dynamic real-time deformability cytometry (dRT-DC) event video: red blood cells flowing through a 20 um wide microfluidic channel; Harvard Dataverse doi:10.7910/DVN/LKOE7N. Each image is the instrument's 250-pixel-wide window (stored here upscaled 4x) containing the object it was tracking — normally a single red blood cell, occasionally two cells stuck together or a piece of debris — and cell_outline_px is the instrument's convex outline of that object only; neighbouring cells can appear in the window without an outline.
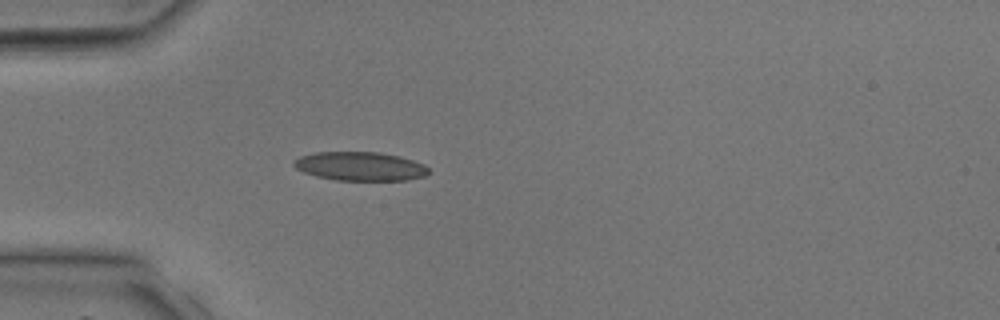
{"species": "common noctule bat (a hibernating species)", "species_latin": "Nyctalus noctula", "temperature_condition": "room temperature", "stored_images_in_passage": 38, "camera_frame_rate_fps": 3000, "um_per_image_px": 0.085, "animal": {"sex": "male", "body_mass_g": 17.9, "forearm_length_mm": 54.2}, "frame": {"image": 1, "passage_image": 11, "time_ms": 3.333, "image_size_px": [1000, 320], "cell_outline_px": [[432, 172], [424, 176], [408, 180], [336, 180], [316, 176], [304, 172], [296, 168], [292, 164], [292, 160], [300, 156], [312, 152], [380, 152], [400, 156], [424, 164]], "centroid_in_image_um": [30.61, 14.13], "position_along_channel_um": 54.4, "area_um2": 22.83}}
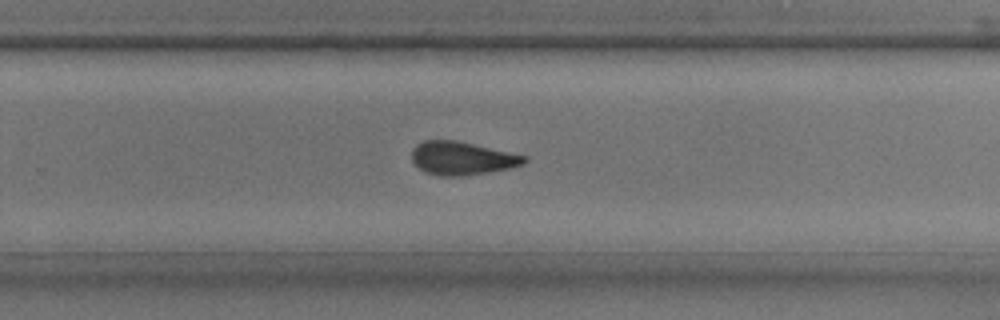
{"frame": {"image": 2, "passage_image": 25, "time_ms": 8.0, "image_size_px": [1000, 320], "cell_outline_px": [[528, 160], [524, 164], [512, 168], [488, 172], [460, 176], [440, 176], [424, 172], [412, 160], [412, 148], [416, 144], [424, 140], [456, 140], [528, 156]], "centroid_in_image_um": [39.29, 13.45], "position_along_channel_um": 290.5, "area_um2": 21.91}}
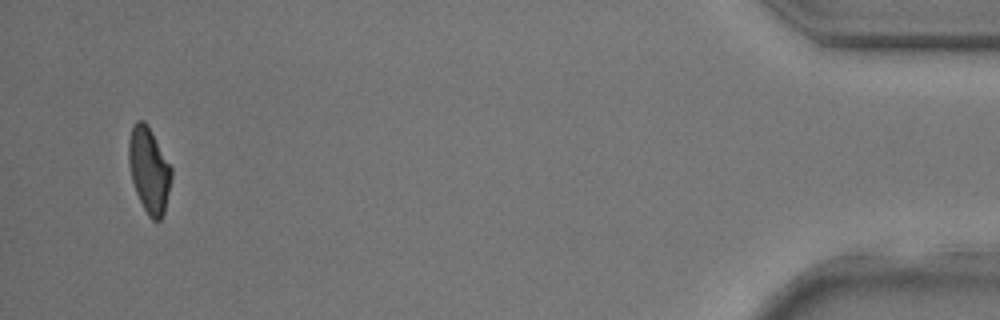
{"frame": {"image": 3, "passage_image": 37, "time_ms": 12.0, "image_size_px": [1000, 320], "cell_outline_px": [[172, 176], [164, 212], [160, 220], [152, 220], [148, 216], [136, 192], [132, 180], [128, 164], [128, 140], [132, 128], [136, 120], [144, 120], [148, 124], [172, 168]], "centroid_in_image_um": [12.66, 14.42], "position_along_channel_um": 422.5, "area_um2": 21.27}}